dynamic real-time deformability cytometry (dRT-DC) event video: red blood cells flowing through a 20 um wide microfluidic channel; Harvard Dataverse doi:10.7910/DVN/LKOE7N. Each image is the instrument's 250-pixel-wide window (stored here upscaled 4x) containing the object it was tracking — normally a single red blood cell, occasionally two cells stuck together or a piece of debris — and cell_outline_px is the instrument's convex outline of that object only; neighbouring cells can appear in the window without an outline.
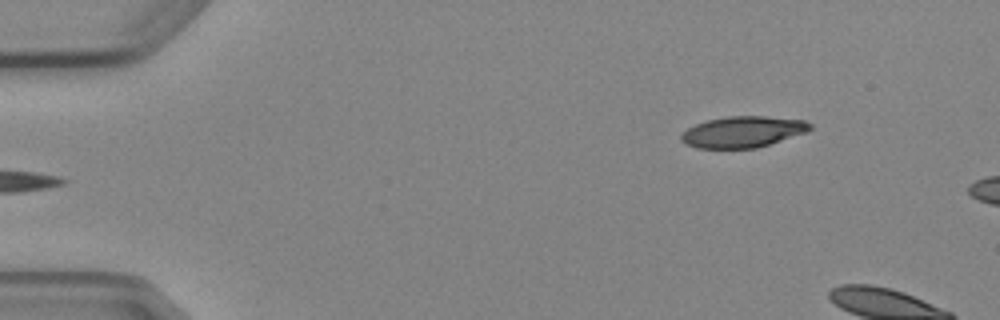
{"species": "Egyptian fruit bat (a non-hibernating species)", "species_latin": "Rousettus aegyptiacus", "temperature_condition": "cold", "stored_images_in_passage": 5, "segment_of_instrument_passage": [2, 2], "camera_frame_rate_fps": 3000, "um_per_image_px": 0.085, "animal": {"sex": "female"}, "frame": {"image": 1, "passage_image": 5, "time_ms": 5.667, "image_size_px": [1000, 320], "cell_outline_px": [[812, 128], [808, 132], [756, 148], [696, 148], [684, 144], [680, 140], [680, 136], [688, 128], [696, 124], [708, 120], [728, 116], [764, 116], [804, 120], [812, 124]], "centroid_in_image_um": [63.15, 11.21], "position_along_channel_um": 21.9, "area_um2": 23.41}}